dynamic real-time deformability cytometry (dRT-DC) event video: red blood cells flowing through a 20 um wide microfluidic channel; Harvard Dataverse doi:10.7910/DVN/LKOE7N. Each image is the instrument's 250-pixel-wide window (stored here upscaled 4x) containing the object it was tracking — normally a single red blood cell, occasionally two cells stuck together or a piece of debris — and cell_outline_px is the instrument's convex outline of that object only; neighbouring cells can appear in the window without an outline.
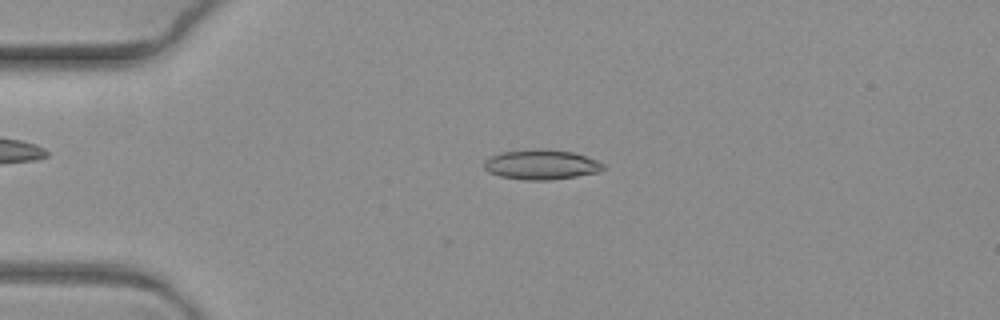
{"species": "common noctule bat (a hibernating species)", "species_latin": "Nyctalus noctula", "temperature_condition": "warm", "stored_images_in_passage": 5, "camera_frame_rate_fps": 3000, "um_per_image_px": 0.085, "animal": {"sex": "female", "body_mass_g": 19.3, "forearm_length_mm": 54.1}, "frame": {"image": 1, "passage_image": 4, "time_ms": 1.0, "image_size_px": [1000, 320], "cell_outline_px": [[604, 168], [600, 172], [576, 176], [548, 180], [524, 180], [500, 176], [488, 172], [484, 168], [484, 160], [500, 152], [532, 148], [544, 148], [572, 152], [596, 160], [604, 164]], "centroid_in_image_um": [45.98, 13.98], "position_along_channel_um": 39.0, "area_um2": 20.87}}